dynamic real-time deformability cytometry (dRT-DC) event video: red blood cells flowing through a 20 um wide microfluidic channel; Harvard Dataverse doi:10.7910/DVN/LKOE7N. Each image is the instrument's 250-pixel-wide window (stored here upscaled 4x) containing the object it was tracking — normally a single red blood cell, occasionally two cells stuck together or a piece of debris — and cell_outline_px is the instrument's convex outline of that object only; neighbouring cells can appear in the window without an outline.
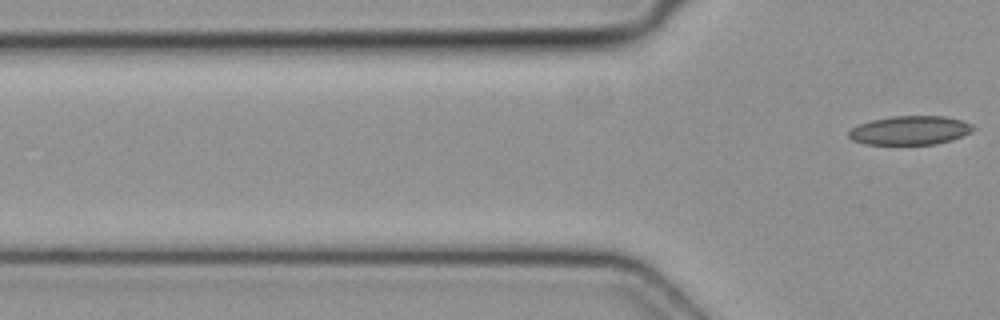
{"species": "common noctule bat (a hibernating species)", "species_latin": "Nyctalus noctula", "temperature_condition": "cold", "stored_images_in_passage": 6, "segment_of_instrument_passage": [2, 2], "camera_frame_rate_fps": 3000, "um_per_image_px": 0.085, "animal": {"sex": "female", "body_mass_g": 19.3, "forearm_length_mm": 54.1}, "frame": {"image": 1, "passage_image": 6, "time_ms": 1.667, "image_size_px": [1000, 320], "cell_outline_px": [[976, 128], [972, 132], [952, 140], [936, 144], [864, 144], [852, 140], [848, 136], [848, 132], [852, 128], [860, 124], [872, 120], [892, 116], [944, 116], [960, 120], [972, 124]], "centroid_in_image_um": [77.37, 11.08], "position_along_channel_um": 48.4, "area_um2": 20.92}}